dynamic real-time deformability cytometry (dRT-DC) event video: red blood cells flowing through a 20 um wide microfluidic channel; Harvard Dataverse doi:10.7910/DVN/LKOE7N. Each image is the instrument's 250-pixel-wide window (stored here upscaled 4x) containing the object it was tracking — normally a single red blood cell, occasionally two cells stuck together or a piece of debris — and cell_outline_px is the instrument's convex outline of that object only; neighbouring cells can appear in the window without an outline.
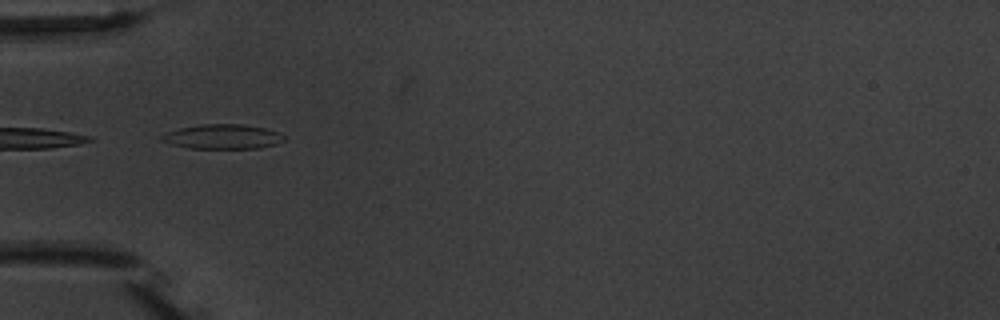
{"species": "common noctule bat (a hibernating species)", "species_latin": "Nyctalus noctula", "temperature_condition": "warm", "stored_images_in_passage": 10, "camera_frame_rate_fps": 3000, "um_per_image_px": 0.085, "animal": {"sex": "male", "body_mass_g": 20.1, "forearm_length_mm": 53.5}, "frame": {"image": 1, "passage_image": 5, "time_ms": 5.667, "image_size_px": [1000, 320], "cell_outline_px": [[284, 140], [276, 144], [260, 148], [188, 148], [172, 144], [160, 140], [160, 136], [168, 132], [180, 128], [200, 124], [244, 124], [264, 128], [280, 132], [284, 136]], "centroid_in_image_um": [18.94, 11.61], "position_along_channel_um": 66.1, "area_um2": 17.51}}
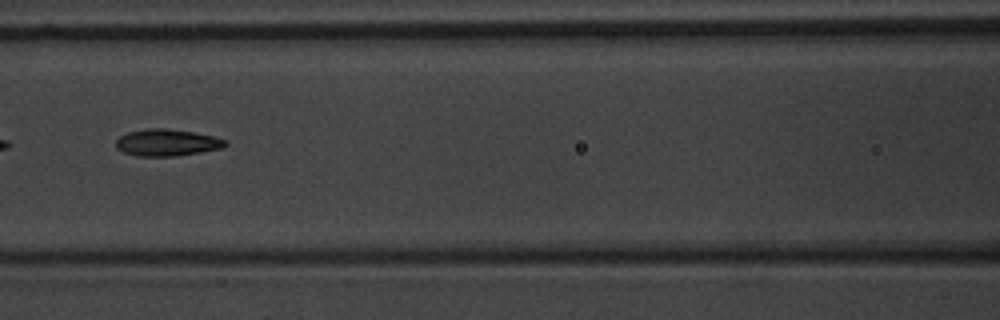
{"frame": {"image": 2, "passage_image": 7, "time_ms": 8.0, "image_size_px": [1000, 320], "cell_outline_px": [[228, 144], [224, 148], [176, 156], [136, 156], [124, 152], [116, 148], [116, 140], [120, 136], [128, 132], [148, 128], [168, 128], [192, 132], [212, 136], [224, 140]], "centroid_in_image_um": [14.17, 12.12], "position_along_channel_um": 152.4, "area_um2": 17.05}}
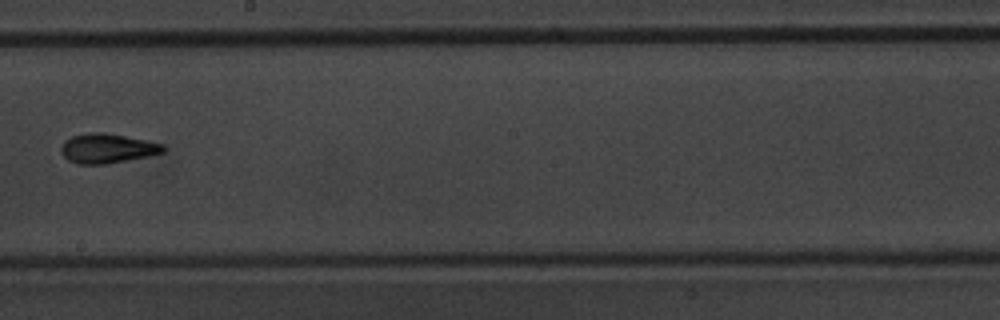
{"frame": {"image": 3, "passage_image": 9, "time_ms": 10.333, "image_size_px": [1000, 320], "cell_outline_px": [[164, 152], [148, 156], [108, 164], [76, 164], [68, 160], [60, 152], [60, 148], [64, 140], [72, 136], [92, 132], [104, 132], [144, 140], [160, 144], [164, 148]], "centroid_in_image_um": [9.05, 12.62], "position_along_channel_um": 239.2, "area_um2": 17.46}}